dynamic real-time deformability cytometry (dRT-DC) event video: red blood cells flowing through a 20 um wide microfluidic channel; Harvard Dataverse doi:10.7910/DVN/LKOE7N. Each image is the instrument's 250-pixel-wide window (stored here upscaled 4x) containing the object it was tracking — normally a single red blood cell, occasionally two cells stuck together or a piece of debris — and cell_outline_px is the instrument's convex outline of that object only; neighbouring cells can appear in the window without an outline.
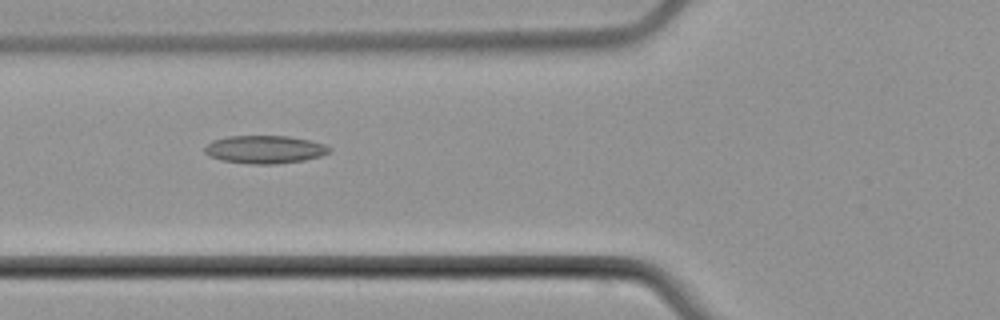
{"species": "common noctule bat (a hibernating species)", "species_latin": "Nyctalus noctula", "temperature_condition": "cold", "stored_images_in_passage": 2, "camera_frame_rate_fps": 3000, "um_per_image_px": 0.085, "animal": {"sex": "male", "body_mass_g": 21.5, "forearm_length_mm": 52.0}, "frame": {"image": 1, "passage_image": 2, "time_ms": 1.0, "image_size_px": [1000, 320], "cell_outline_px": [[332, 148], [328, 152], [320, 156], [304, 160], [276, 164], [252, 164], [224, 160], [208, 156], [204, 152], [204, 148], [212, 140], [228, 136], [288, 136], [308, 140], [324, 144]], "centroid_in_image_um": [22.49, 12.7], "position_along_channel_um": 103.3, "area_um2": 20.17}}